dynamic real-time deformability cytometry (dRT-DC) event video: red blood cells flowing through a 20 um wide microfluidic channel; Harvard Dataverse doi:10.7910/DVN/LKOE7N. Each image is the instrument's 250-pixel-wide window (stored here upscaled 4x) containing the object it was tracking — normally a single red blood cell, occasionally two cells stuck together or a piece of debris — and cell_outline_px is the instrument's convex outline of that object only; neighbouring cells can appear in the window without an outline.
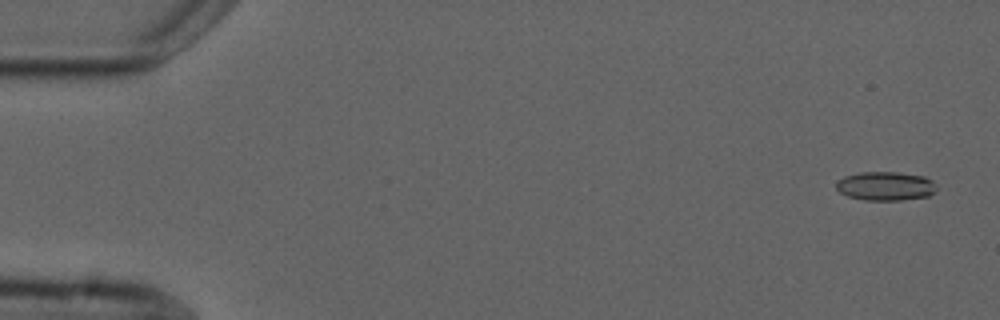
{"species": "common noctule bat (a hibernating species)", "species_latin": "Nyctalus noctula", "temperature_condition": "cold", "stored_images_in_passage": 4, "camera_frame_rate_fps": 3000, "um_per_image_px": 0.085, "animal": {"sex": "male", "forearm_length_mm": 52.5}, "frame": {"image": 1, "passage_image": 1, "time_ms": 0.0, "image_size_px": [1000, 320], "cell_outline_px": [[936, 192], [928, 196], [900, 200], [864, 200], [848, 196], [840, 192], [836, 188], [836, 180], [844, 176], [860, 172], [896, 172], [924, 176], [932, 180], [936, 188]], "centroid_in_image_um": [75.25, 15.81], "position_along_channel_um": 9.7, "area_um2": 16.94}}
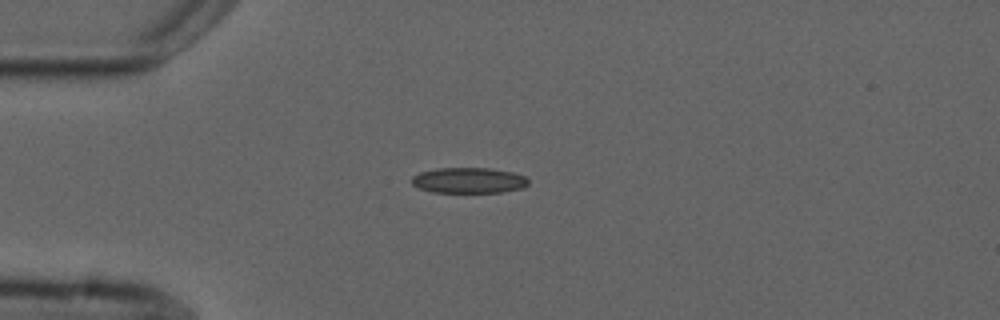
{"frame": {"image": 2, "passage_image": 4, "time_ms": 4.0, "image_size_px": [1000, 320], "cell_outline_px": [[528, 184], [524, 188], [500, 192], [432, 192], [420, 188], [412, 184], [412, 176], [420, 172], [436, 168], [492, 168], [512, 172], [524, 176], [528, 180]], "centroid_in_image_um": [39.85, 15.32], "position_along_channel_um": 45.2, "area_um2": 17.4}}